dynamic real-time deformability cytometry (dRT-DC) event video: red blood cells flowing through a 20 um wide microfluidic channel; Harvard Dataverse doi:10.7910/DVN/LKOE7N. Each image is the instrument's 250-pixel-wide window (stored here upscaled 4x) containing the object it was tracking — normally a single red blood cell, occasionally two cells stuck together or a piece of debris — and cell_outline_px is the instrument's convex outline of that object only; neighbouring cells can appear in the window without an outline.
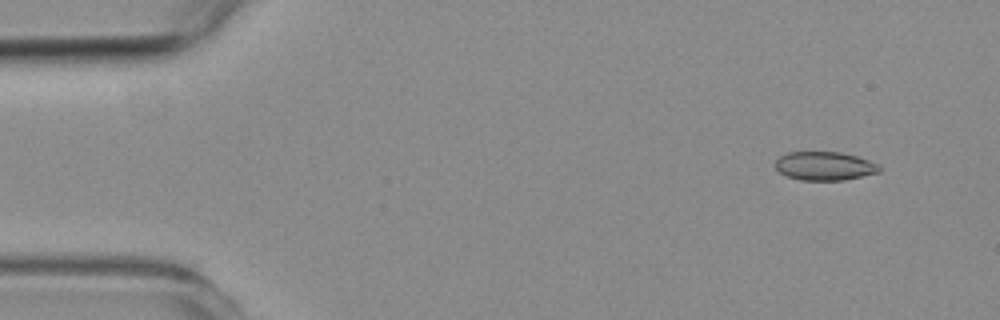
{"species": "common noctule bat (a hibernating species)", "species_latin": "Nyctalus noctula", "temperature_condition": "room temperature", "stored_images_in_passage": 56, "camera_frame_rate_fps": 3000, "um_per_image_px": 0.085, "animal": {"sex": "female", "body_mass_g": 19.3, "forearm_length_mm": 54.1}, "frame": {"image": 1, "passage_image": 5, "time_ms": 1.333, "image_size_px": [1000, 320], "cell_outline_px": [[880, 172], [844, 180], [800, 180], [788, 176], [780, 172], [776, 168], [776, 160], [780, 156], [788, 152], [840, 152], [856, 156], [880, 164]], "centroid_in_image_um": [70.11, 14.11], "position_along_channel_um": 14.9, "area_um2": 17.28}}
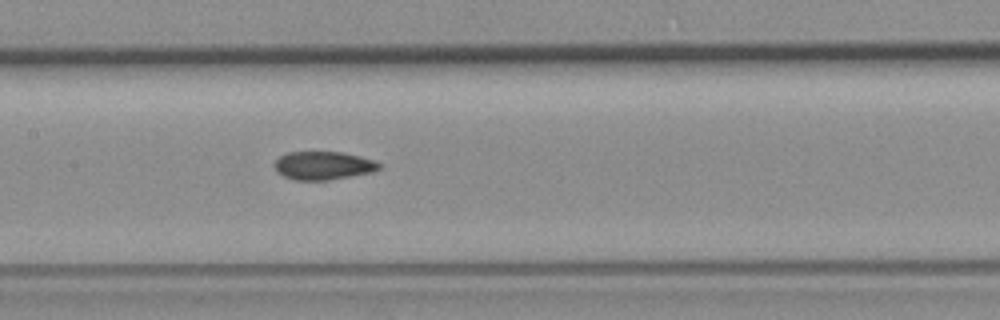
{"frame": {"image": 2, "passage_image": 27, "time_ms": 8.667, "image_size_px": [1000, 320], "cell_outline_px": [[380, 168], [372, 172], [328, 180], [292, 180], [276, 172], [276, 160], [280, 156], [288, 152], [344, 152], [376, 160], [380, 164]], "centroid_in_image_um": [27.49, 14.07], "position_along_channel_um": 179.9, "area_um2": 17.22}}
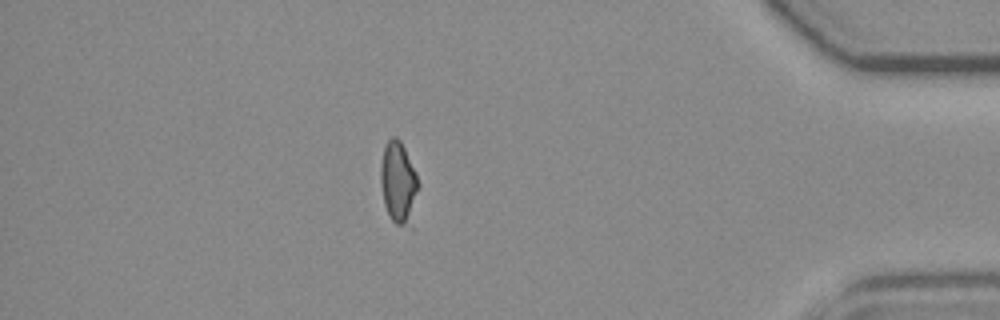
{"frame": {"image": 3, "passage_image": 49, "time_ms": 16.0, "image_size_px": [1000, 320], "cell_outline_px": [[420, 184], [412, 232], [396, 224], [392, 220], [384, 204], [380, 184], [380, 164], [384, 144], [392, 136], [396, 136], [400, 140], [416, 172]], "centroid_in_image_um": [33.91, 15.62], "position_along_channel_um": 401.3, "area_um2": 19.02}}